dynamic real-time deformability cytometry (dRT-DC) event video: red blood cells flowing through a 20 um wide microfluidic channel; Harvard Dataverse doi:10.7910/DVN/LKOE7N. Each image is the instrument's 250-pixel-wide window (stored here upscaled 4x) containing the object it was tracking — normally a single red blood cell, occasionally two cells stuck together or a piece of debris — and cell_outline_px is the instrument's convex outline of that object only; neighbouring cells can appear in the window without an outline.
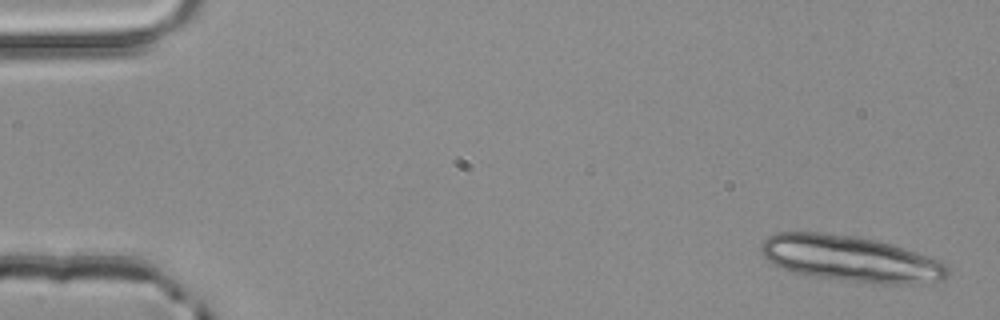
{"species": "common noctule bat (a hibernating species)", "species_latin": "Nyctalus noctula", "temperature_condition": "room temperature", "stored_images_in_passage": 5, "camera_frame_rate_fps": 3000, "um_per_image_px": 0.085, "animal": {"sex": "male", "body_mass_g": 20.4}, "frame": {"image": 1, "passage_image": 1, "time_ms": 0.0, "image_size_px": [1000, 320], "cell_outline_px": [[948, 276], [944, 280], [932, 284], [872, 284], [840, 280], [816, 276], [796, 272], [780, 268], [772, 264], [760, 252], [760, 244], [768, 236], [776, 232], [824, 232], [856, 236], [876, 240], [892, 244], [940, 260], [948, 268]], "centroid_in_image_um": [72.33, 22.0], "position_along_channel_um": 12.7, "area_um2": 50.58}}